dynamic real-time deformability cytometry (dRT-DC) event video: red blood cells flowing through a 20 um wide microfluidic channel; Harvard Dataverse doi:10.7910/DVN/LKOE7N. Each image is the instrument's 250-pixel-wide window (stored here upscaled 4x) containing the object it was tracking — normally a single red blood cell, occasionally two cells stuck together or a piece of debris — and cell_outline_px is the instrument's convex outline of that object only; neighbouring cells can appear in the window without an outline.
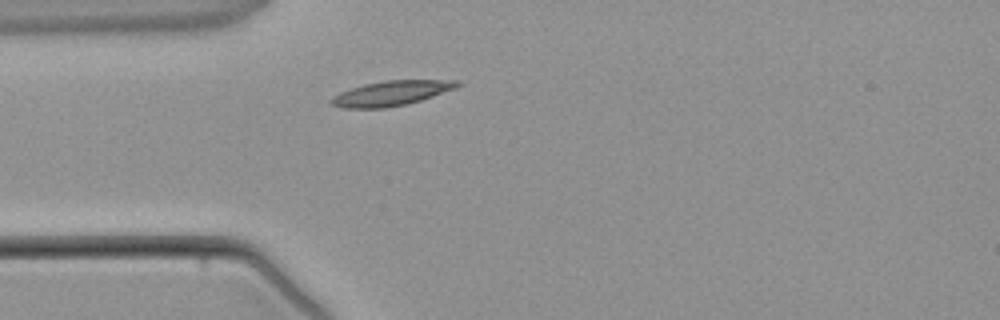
{"species": "common noctule bat (a hibernating species)", "species_latin": "Nyctalus noctula", "temperature_condition": "warm", "stored_images_in_passage": 2, "camera_frame_rate_fps": 3000, "um_per_image_px": 0.085, "animal": {"sex": "male", "body_mass_g": 21.5, "forearm_length_mm": 52.0}, "frame": {"image": 1, "passage_image": 2, "time_ms": 1.0, "image_size_px": [1000, 320], "cell_outline_px": [[464, 84], [456, 88], [420, 100], [404, 104], [384, 108], [344, 108], [328, 104], [328, 100], [332, 96], [340, 92], [364, 84], [384, 80], [460, 80]], "centroid_in_image_um": [33.24, 7.92], "position_along_channel_um": 51.8, "area_um2": 18.32}}